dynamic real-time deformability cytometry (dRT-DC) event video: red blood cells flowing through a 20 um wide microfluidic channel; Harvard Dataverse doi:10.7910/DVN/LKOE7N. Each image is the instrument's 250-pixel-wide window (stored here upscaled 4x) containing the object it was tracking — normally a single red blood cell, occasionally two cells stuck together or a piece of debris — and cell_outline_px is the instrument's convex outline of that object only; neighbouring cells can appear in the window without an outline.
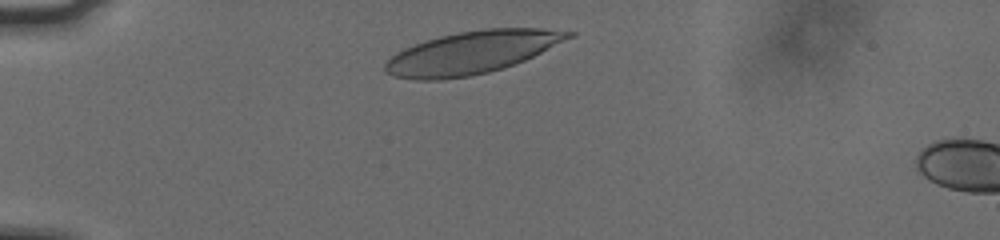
{"species": "human", "species_latin": "Homo sapiens", "temperature_condition": "cold", "stored_images_in_passage": 6, "camera_frame_rate_fps": 3000, "um_per_image_px": 0.085, "donor": {"sex": "male"}, "frame": {"image": 1, "passage_image": 3, "time_ms": 0.667, "image_size_px": [1000, 240], "cell_outline_px": [[576, 32], [572, 36], [524, 60], [488, 72], [468, 76], [432, 80], [424, 80], [396, 76], [388, 72], [384, 68], [384, 64], [392, 56], [416, 44], [428, 40], [460, 32], [488, 28], [536, 28]], "centroid_in_image_um": [40.12, 4.46], "position_along_channel_um": 44.9, "area_um2": 43.93}}